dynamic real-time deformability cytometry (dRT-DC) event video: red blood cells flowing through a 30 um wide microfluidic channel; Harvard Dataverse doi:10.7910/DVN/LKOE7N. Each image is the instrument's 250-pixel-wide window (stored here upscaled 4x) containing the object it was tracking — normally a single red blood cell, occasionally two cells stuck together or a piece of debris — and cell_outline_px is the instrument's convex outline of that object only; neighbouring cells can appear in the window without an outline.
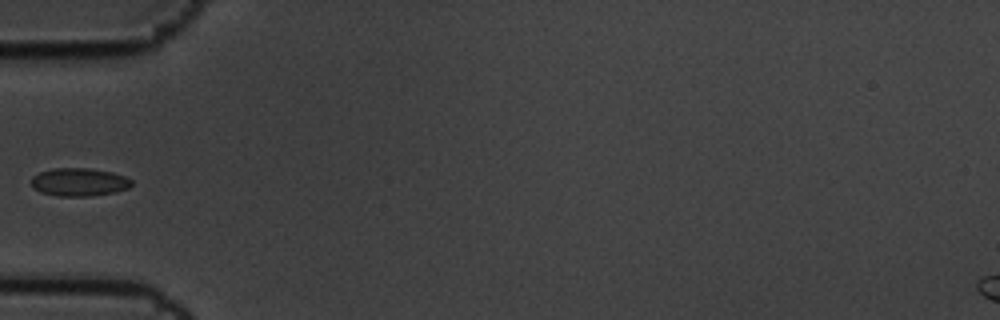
{"species": "common noctule bat (a hibernating species)", "species_latin": "Nyctalus noctula", "temperature_condition": "cold", "stored_images_in_passage": 6, "camera_frame_rate_fps": 3000, "um_per_image_px": 0.085, "animal": {"sex": "male", "body_mass_g": 19.5, "forearm_length_mm": 54.6}, "frame": {"image": 1, "passage_image": 6, "time_ms": 1.667, "image_size_px": [1000, 320], "cell_outline_px": [[132, 184], [128, 188], [116, 192], [88, 196], [56, 196], [40, 192], [32, 188], [32, 176], [40, 172], [52, 168], [88, 168], [112, 172], [124, 176], [132, 180]], "centroid_in_image_um": [6.71, 15.48], "position_along_channel_um": 78.3, "area_um2": 16.47}}